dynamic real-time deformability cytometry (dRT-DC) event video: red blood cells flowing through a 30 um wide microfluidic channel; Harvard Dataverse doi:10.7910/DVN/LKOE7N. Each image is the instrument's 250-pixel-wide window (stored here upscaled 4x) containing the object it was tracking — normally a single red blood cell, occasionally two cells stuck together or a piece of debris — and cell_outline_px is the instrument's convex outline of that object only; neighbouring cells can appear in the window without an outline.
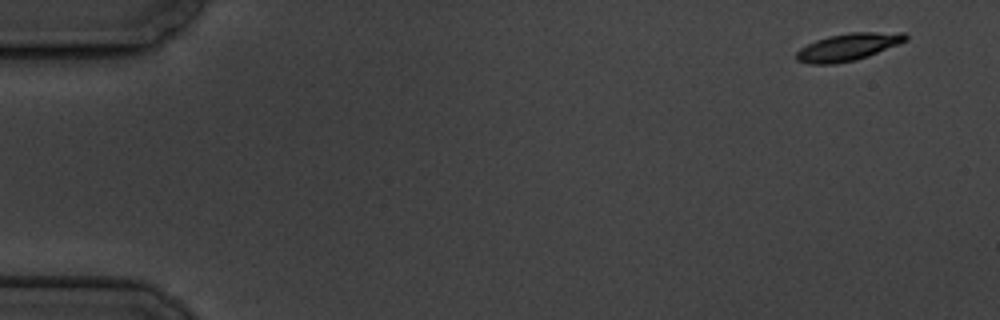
{"species": "common noctule bat (a hibernating species)", "species_latin": "Nyctalus noctula", "temperature_condition": "cold", "stored_images_in_passage": 8, "camera_frame_rate_fps": 3000, "um_per_image_px": 0.085, "animal": {"sex": "male", "body_mass_g": 19.5, "forearm_length_mm": 54.6}, "frame": {"image": 1, "passage_image": 1, "time_ms": 0.0, "image_size_px": [1000, 320], "cell_outline_px": [[908, 40], [868, 56], [856, 60], [836, 64], [808, 64], [796, 60], [796, 52], [800, 48], [816, 40], [828, 36], [852, 32], [904, 32], [908, 36]], "centroid_in_image_um": [72.08, 3.99], "position_along_channel_um": 12.9, "area_um2": 17.46}}
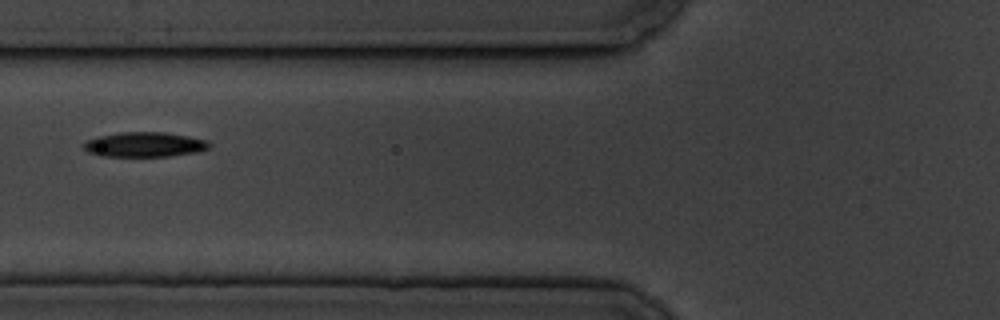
{"frame": {"image": 2, "passage_image": 6, "time_ms": 6.667, "image_size_px": [1000, 320], "cell_outline_px": [[212, 144], [208, 148], [200, 152], [168, 156], [100, 156], [88, 152], [84, 148], [84, 144], [88, 140], [96, 136], [120, 132], [164, 132], [188, 136], [208, 140]], "centroid_in_image_um": [12.32, 12.28], "position_along_channel_um": 113.5, "area_um2": 18.26}}
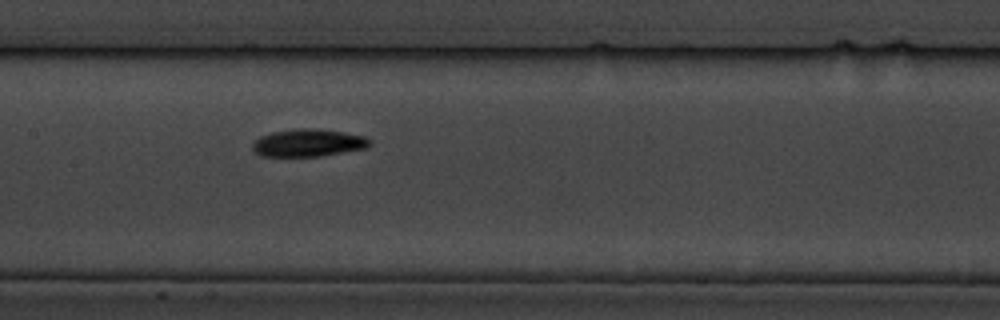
{"frame": {"image": 3, "passage_image": 8, "time_ms": 8.667, "image_size_px": [1000, 320], "cell_outline_px": [[372, 144], [368, 148], [320, 156], [260, 156], [252, 148], [252, 140], [260, 136], [272, 132], [300, 128], [312, 128], [344, 132], [364, 136], [372, 140]], "centroid_in_image_um": [26.21, 12.14], "position_along_channel_um": 181.2, "area_um2": 18.96}}